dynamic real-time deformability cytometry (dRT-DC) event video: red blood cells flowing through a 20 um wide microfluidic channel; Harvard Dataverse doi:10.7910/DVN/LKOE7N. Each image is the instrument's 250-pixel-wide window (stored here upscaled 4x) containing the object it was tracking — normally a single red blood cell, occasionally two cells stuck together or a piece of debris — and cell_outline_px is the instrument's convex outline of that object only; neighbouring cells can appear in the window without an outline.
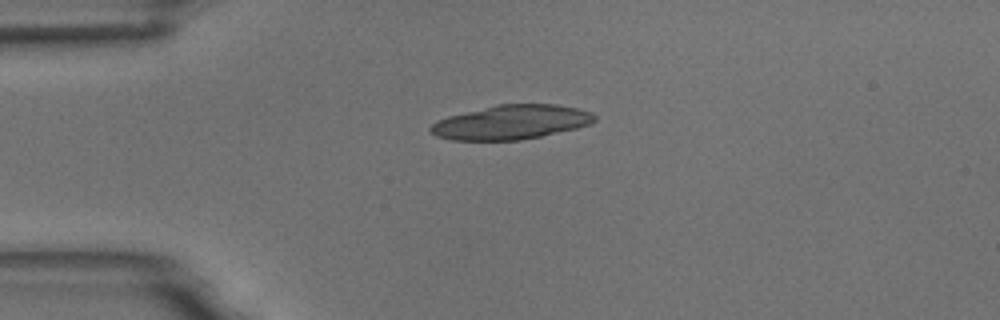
{"species": "common noctule bat (a hibernating species)", "species_latin": "Nyctalus noctula", "temperature_condition": "room temperature", "stored_images_in_passage": 5, "camera_frame_rate_fps": 3000, "um_per_image_px": 0.085, "animal": {"sex": "male", "body_mass_g": 18.8}, "frame": {"image": 1, "passage_image": 1, "time_ms": 0.0, "image_size_px": [1000, 320], "cell_outline_px": [[596, 120], [592, 124], [576, 128], [540, 136], [520, 140], [452, 140], [436, 136], [428, 132], [428, 128], [436, 120], [448, 116], [500, 104], [556, 104], [576, 108], [592, 112], [596, 116]], "centroid_in_image_um": [43.44, 10.39], "position_along_channel_um": 41.6, "area_um2": 32.71}}